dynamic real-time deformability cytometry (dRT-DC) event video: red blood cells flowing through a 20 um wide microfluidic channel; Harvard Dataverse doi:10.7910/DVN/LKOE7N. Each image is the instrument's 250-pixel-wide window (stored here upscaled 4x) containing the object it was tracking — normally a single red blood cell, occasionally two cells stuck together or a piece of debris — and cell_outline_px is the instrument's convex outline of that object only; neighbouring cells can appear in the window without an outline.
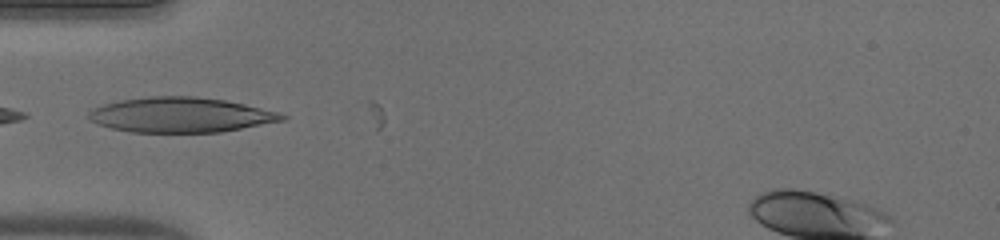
{"species": "human", "species_latin": "Homo sapiens", "temperature_condition": "warm", "stored_images_in_passage": 11, "camera_frame_rate_fps": 3000, "um_per_image_px": 0.085, "donor": {"sex": "male"}, "frame": {"image": 1, "passage_image": 1, "time_ms": 0.0, "image_size_px": [1000, 240], "cell_outline_px": [[288, 116], [284, 120], [220, 132], [132, 132], [112, 128], [100, 124], [92, 120], [88, 116], [88, 112], [92, 108], [104, 104], [120, 100], [148, 96], [196, 96], [224, 100], [244, 104], [280, 112]], "centroid_in_image_um": [15.36, 9.76], "position_along_channel_um": 69.6, "area_um2": 39.25}}
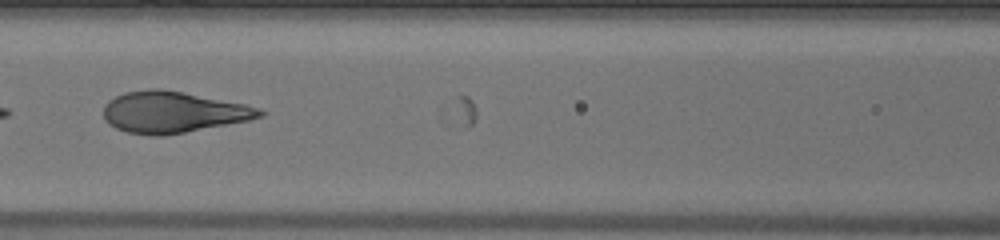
{"frame": {"image": 2, "passage_image": 7, "time_ms": 2.0, "image_size_px": [1000, 240], "cell_outline_px": [[264, 116], [248, 120], [184, 132], [160, 136], [156, 136], [128, 132], [116, 128], [108, 124], [104, 120], [104, 104], [108, 100], [124, 92], [148, 88], [160, 88], [244, 104], [260, 108], [264, 112]], "centroid_in_image_um": [14.65, 9.52], "position_along_channel_um": 151.9, "area_um2": 37.28}}
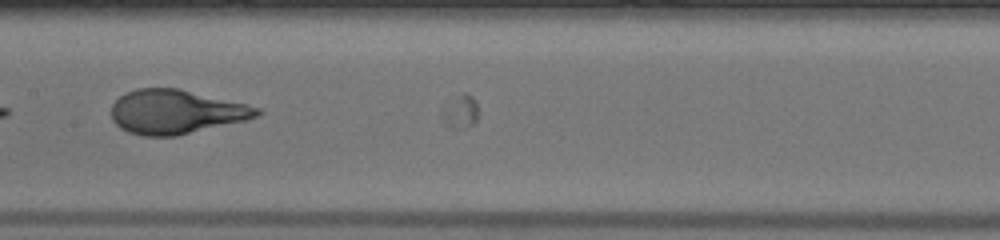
{"frame": {"image": 3, "passage_image": 10, "time_ms": 3.0, "image_size_px": [1000, 240], "cell_outline_px": [[264, 112], [256, 116], [244, 120], [176, 136], [144, 136], [128, 132], [120, 128], [112, 120], [112, 104], [124, 92], [136, 88], [180, 88], [260, 108]], "centroid_in_image_um": [14.9, 9.5], "position_along_channel_um": 192.5, "area_um2": 37.22}}